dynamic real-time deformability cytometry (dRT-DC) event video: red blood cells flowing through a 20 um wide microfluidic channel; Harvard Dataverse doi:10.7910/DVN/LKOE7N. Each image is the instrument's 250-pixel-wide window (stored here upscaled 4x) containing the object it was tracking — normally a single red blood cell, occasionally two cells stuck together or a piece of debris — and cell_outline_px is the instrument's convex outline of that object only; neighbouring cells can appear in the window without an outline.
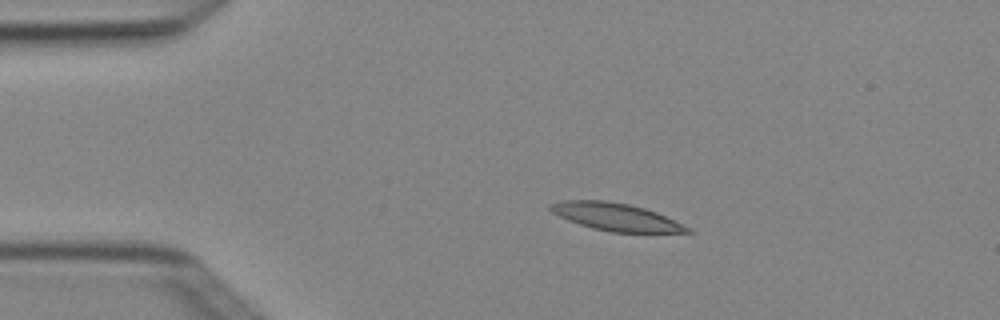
{"species": "Egyptian fruit bat (a non-hibernating species)", "species_latin": "Rousettus aegyptiacus", "temperature_condition": "cold", "stored_images_in_passage": 3, "camera_frame_rate_fps": 3000, "um_per_image_px": 0.085, "animal": {"sex": "female"}, "frame": {"image": 1, "passage_image": 2, "time_ms": 0.333, "image_size_px": [1000, 320], "cell_outline_px": [[696, 232], [612, 232], [592, 228], [568, 220], [552, 212], [548, 208], [548, 204], [560, 200], [608, 200], [628, 204], [644, 208], [656, 212], [692, 228]], "centroid_in_image_um": [52.33, 18.42], "position_along_channel_um": 32.7, "area_um2": 21.96}}